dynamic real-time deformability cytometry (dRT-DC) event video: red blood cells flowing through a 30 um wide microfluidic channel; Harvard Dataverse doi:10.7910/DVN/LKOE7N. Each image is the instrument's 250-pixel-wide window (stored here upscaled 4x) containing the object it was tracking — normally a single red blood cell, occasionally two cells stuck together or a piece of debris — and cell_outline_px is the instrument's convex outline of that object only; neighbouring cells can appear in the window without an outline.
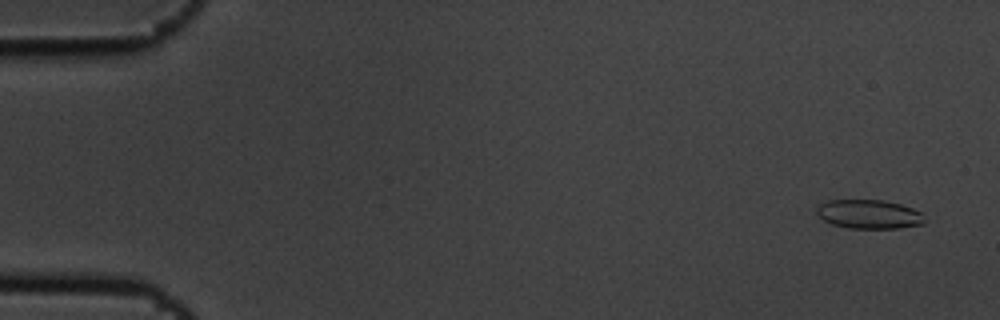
{"species": "common noctule bat (a hibernating species)", "species_latin": "Nyctalus noctula", "temperature_condition": "cold", "stored_images_in_passage": 5, "camera_frame_rate_fps": 3000, "um_per_image_px": 0.085, "animal": {"sex": "male", "body_mass_g": 19.5, "forearm_length_mm": 54.6}, "frame": {"image": 1, "passage_image": 1, "time_ms": 0.0, "image_size_px": [1000, 320], "cell_outline_px": [[924, 224], [900, 228], [848, 228], [832, 224], [816, 216], [816, 208], [820, 204], [828, 200], [884, 200], [900, 204], [912, 208], [920, 212], [924, 220]], "centroid_in_image_um": [73.83, 18.21], "position_along_channel_um": 11.2, "area_um2": 18.26}}
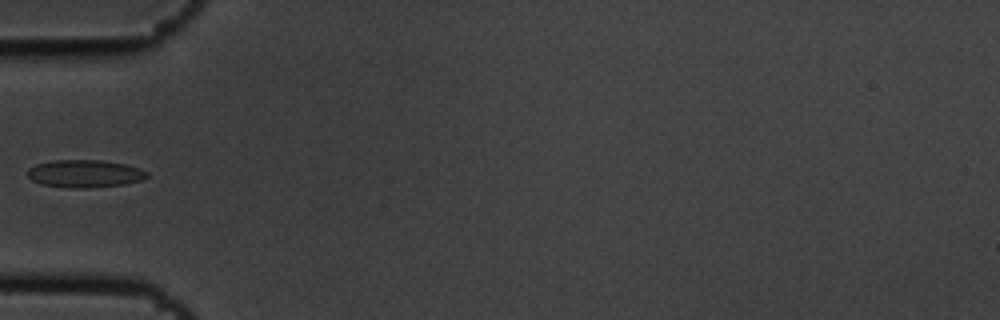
{"frame": {"image": 2, "passage_image": 5, "time_ms": 1.333, "image_size_px": [1000, 320], "cell_outline_px": [[148, 176], [144, 180], [124, 184], [88, 188], [72, 188], [40, 184], [32, 180], [28, 176], [28, 168], [36, 164], [52, 160], [100, 160], [124, 164], [140, 168], [148, 172]], "centroid_in_image_um": [7.21, 14.76], "position_along_channel_um": 77.8, "area_um2": 19.31}}